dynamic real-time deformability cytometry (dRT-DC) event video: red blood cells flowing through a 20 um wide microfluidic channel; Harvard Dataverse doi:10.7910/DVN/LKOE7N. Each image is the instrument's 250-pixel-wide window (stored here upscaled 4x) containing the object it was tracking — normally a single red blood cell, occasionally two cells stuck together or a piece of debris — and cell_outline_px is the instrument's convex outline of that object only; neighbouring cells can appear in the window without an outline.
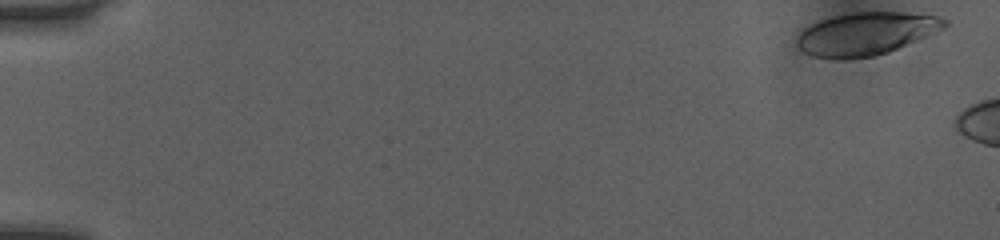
{"species": "human", "species_latin": "Homo sapiens", "temperature_condition": "room temperature", "stored_images_in_passage": 6, "camera_frame_rate_fps": 3000, "um_per_image_px": 0.085, "donor": {"sex": "female"}, "frame": {"image": 1, "passage_image": 1, "time_ms": 0.0, "image_size_px": [1000, 240], "cell_outline_px": [[948, 24], [944, 28], [888, 52], [872, 56], [848, 60], [836, 60], [812, 56], [804, 52], [796, 44], [796, 40], [800, 32], [804, 28], [820, 20], [832, 16], [852, 12], [904, 12], [940, 16], [948, 20]], "centroid_in_image_um": [73.58, 2.87], "position_along_channel_um": 11.4, "area_um2": 36.93}}